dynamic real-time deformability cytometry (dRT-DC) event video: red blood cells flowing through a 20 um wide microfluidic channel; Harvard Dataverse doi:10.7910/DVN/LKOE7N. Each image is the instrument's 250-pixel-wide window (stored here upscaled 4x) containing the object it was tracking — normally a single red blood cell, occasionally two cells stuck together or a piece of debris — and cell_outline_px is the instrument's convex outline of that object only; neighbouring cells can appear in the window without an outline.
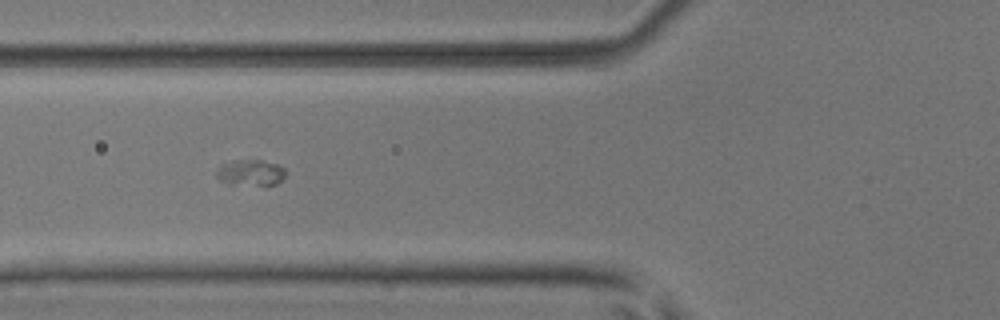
{"species": "common noctule bat (a hibernating species)", "species_latin": "Nyctalus noctula", "temperature_condition": "room temperature", "stored_images_in_passage": 39, "camera_frame_rate_fps": 3000, "um_per_image_px": 0.085, "animal": {"sex": "male", "body_mass_g": 17.9, "forearm_length_mm": 54.2}, "frame": {"image": 1, "passage_image": 6, "time_ms": 1.667, "image_size_px": [1000, 320], "cell_outline_px": [[288, 172], [276, 184], [232, 184], [220, 180], [216, 176], [216, 172], [224, 164], [232, 160], [264, 160], [280, 164]], "centroid_in_image_um": [21.35, 14.65], "position_along_channel_um": 104.4, "area_um2": 10.35}}
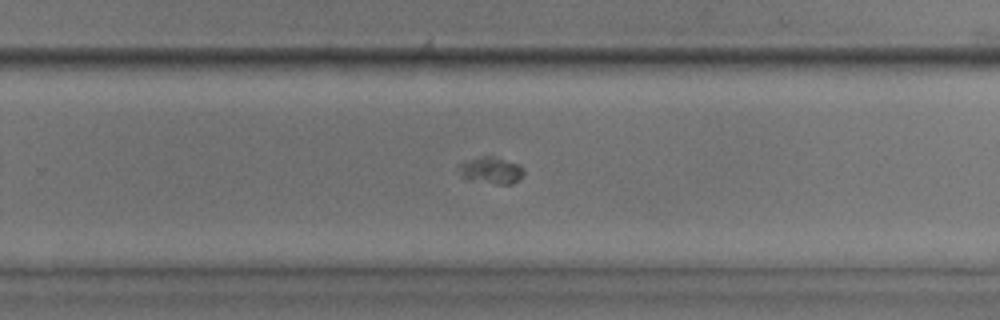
{"frame": {"image": 2, "passage_image": 20, "time_ms": 6.333, "image_size_px": [1000, 320], "cell_outline_px": [[524, 172], [512, 184], [496, 184], [468, 180], [460, 176], [456, 168], [456, 164], [480, 156], [492, 156], [520, 164], [524, 168]], "centroid_in_image_um": [41.67, 14.47], "position_along_channel_um": 288.1, "area_um2": 10.35}}